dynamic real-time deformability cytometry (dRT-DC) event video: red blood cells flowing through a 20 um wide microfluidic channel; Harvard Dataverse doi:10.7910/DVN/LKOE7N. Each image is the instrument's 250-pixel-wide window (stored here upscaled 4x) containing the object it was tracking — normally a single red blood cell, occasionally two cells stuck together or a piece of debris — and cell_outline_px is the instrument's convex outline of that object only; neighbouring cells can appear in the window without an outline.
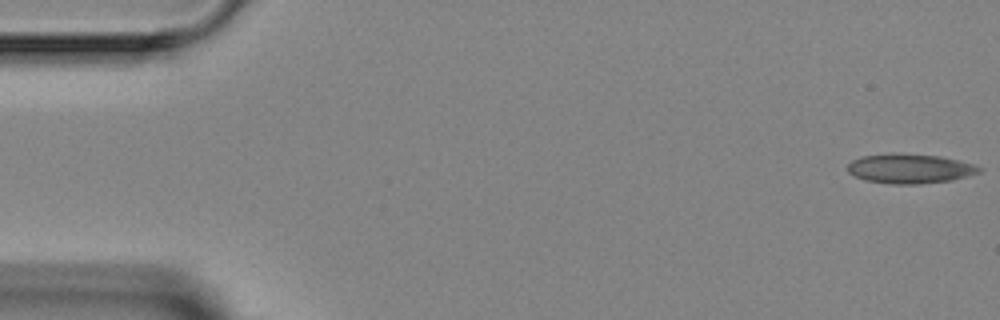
{"species": "Egyptian fruit bat (a non-hibernating species)", "species_latin": "Rousettus aegyptiacus", "temperature_condition": "room temperature", "stored_images_in_passage": 6, "camera_frame_rate_fps": 3000, "um_per_image_px": 0.085, "animal": {"sex": "female"}, "frame": {"image": 1, "passage_image": 1, "time_ms": 0.0, "image_size_px": [1000, 320], "cell_outline_px": [[984, 168], [980, 172], [952, 180], [920, 184], [892, 184], [864, 180], [848, 172], [848, 164], [852, 160], [860, 156], [892, 152], [940, 156], [972, 164]], "centroid_in_image_um": [77.31, 14.32], "position_along_channel_um": 7.7, "area_um2": 22.77}}
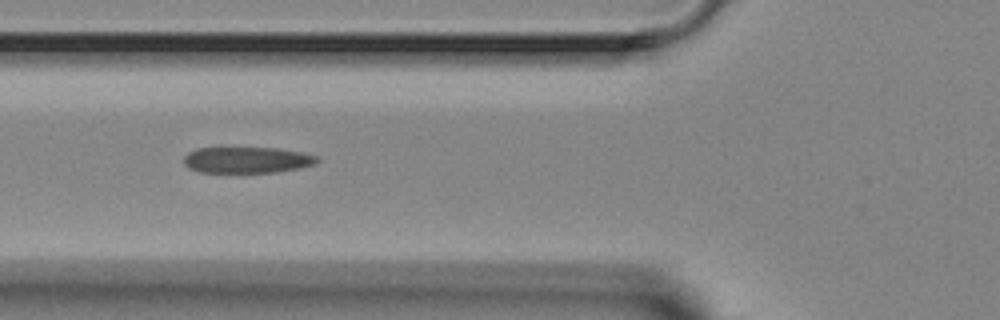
{"frame": {"image": 2, "passage_image": 5, "time_ms": 5.667, "image_size_px": [1000, 320], "cell_outline_px": [[320, 160], [316, 164], [300, 168], [276, 172], [200, 172], [188, 168], [184, 164], [184, 156], [188, 152], [196, 148], [220, 144], [276, 148], [300, 152], [320, 156]], "centroid_in_image_um": [20.94, 13.53], "position_along_channel_um": 104.9, "area_um2": 21.56}}
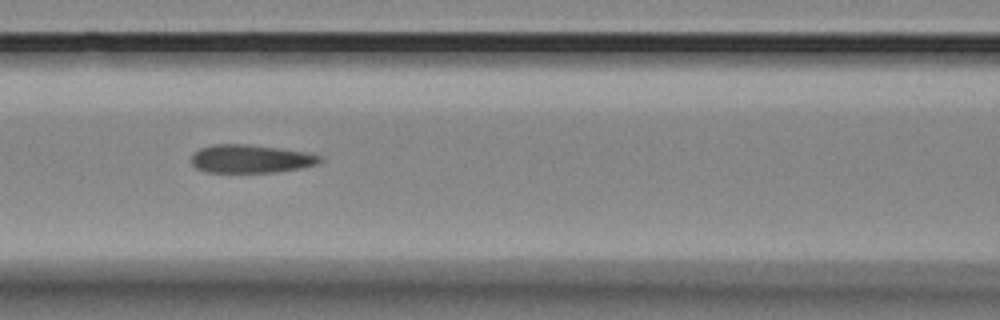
{"frame": {"image": 3, "passage_image": 6, "time_ms": 6.667, "image_size_px": [1000, 320], "cell_outline_px": [[324, 160], [316, 164], [300, 168], [276, 172], [208, 172], [196, 168], [192, 164], [192, 152], [200, 148], [216, 144], [248, 144], [280, 148], [304, 152], [324, 156]], "centroid_in_image_um": [21.32, 13.49], "position_along_channel_um": 145.3, "area_um2": 21.21}}